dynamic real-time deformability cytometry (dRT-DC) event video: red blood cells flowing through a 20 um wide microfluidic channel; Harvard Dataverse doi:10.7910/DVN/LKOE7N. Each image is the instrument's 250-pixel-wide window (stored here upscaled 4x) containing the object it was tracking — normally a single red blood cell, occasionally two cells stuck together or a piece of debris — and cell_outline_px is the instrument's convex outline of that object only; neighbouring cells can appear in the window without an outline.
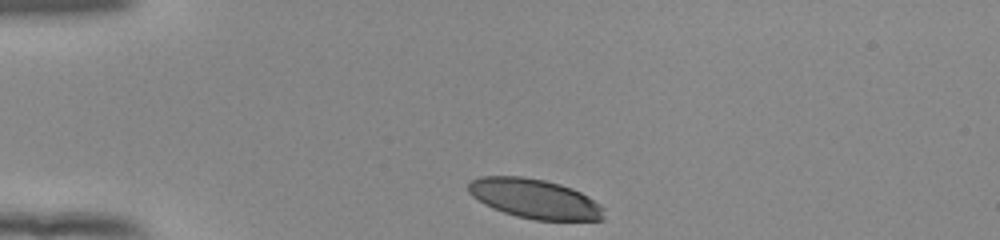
{"species": "human", "species_latin": "Homo sapiens", "temperature_condition": "room temperature", "stored_images_in_passage": 7, "camera_frame_rate_fps": 3000, "um_per_image_px": 0.085, "donor": {"sex": "female"}, "frame": {"image": 1, "passage_image": 1, "time_ms": 0.0, "image_size_px": [1000, 240], "cell_outline_px": [[604, 220], [536, 220], [516, 216], [492, 208], [484, 204], [472, 196], [468, 192], [468, 184], [472, 180], [480, 176], [524, 176], [544, 180], [560, 184], [572, 188], [588, 196], [600, 204], [604, 208]], "centroid_in_image_um": [45.45, 16.89], "position_along_channel_um": 39.5, "area_um2": 31.33}}
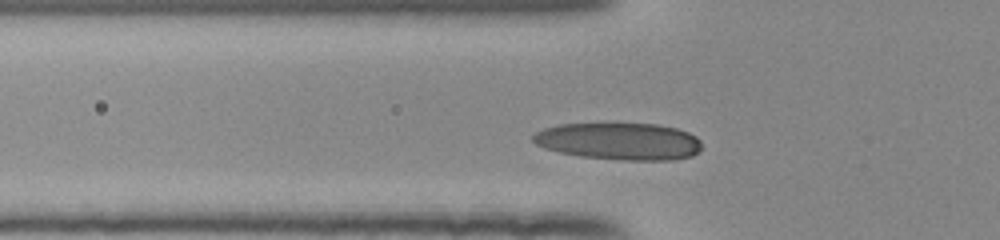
{"frame": {"image": 2, "passage_image": 7, "time_ms": 2.0, "image_size_px": [1000, 240], "cell_outline_px": [[700, 152], [692, 156], [672, 160], [620, 160], [580, 156], [560, 152], [544, 148], [536, 144], [532, 140], [532, 136], [536, 132], [544, 128], [560, 124], [656, 124], [676, 128], [688, 132], [696, 136], [700, 140]], "centroid_in_image_um": [52.65, 12.01], "position_along_channel_um": 73.2, "area_um2": 36.47}}